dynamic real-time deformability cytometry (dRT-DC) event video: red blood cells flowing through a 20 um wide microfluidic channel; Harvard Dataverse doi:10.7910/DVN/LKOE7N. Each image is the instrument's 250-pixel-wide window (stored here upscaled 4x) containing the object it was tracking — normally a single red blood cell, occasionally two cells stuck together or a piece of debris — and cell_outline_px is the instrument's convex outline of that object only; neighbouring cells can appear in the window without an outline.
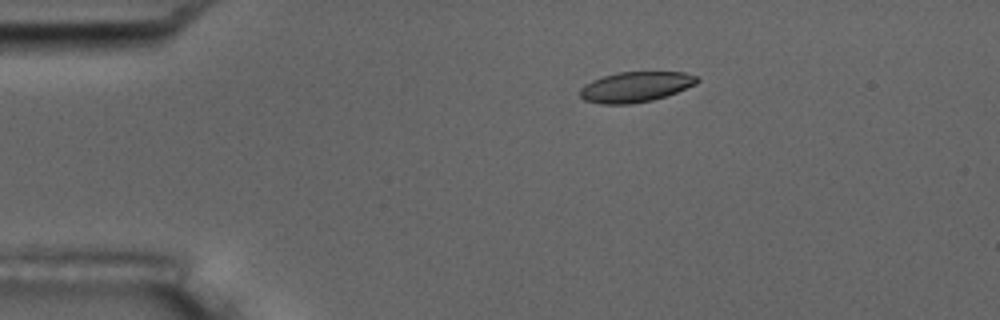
{"species": "common noctule bat (a hibernating species)", "species_latin": "Nyctalus noctula", "temperature_condition": "room temperature", "stored_images_in_passage": 3, "camera_frame_rate_fps": 3000, "um_per_image_px": 0.085, "animal": {"sex": "male", "body_mass_g": 17.5, "forearm_length_mm": 52.3}, "frame": {"image": 1, "passage_image": 3, "time_ms": 3.333, "image_size_px": [1000, 320], "cell_outline_px": [[700, 80], [696, 84], [676, 92], [652, 100], [632, 104], [600, 104], [584, 100], [580, 96], [580, 88], [584, 84], [592, 80], [604, 76], [620, 72], [684, 72], [696, 76]], "centroid_in_image_um": [54.0, 7.39], "position_along_channel_um": 31.0, "area_um2": 20.63}}